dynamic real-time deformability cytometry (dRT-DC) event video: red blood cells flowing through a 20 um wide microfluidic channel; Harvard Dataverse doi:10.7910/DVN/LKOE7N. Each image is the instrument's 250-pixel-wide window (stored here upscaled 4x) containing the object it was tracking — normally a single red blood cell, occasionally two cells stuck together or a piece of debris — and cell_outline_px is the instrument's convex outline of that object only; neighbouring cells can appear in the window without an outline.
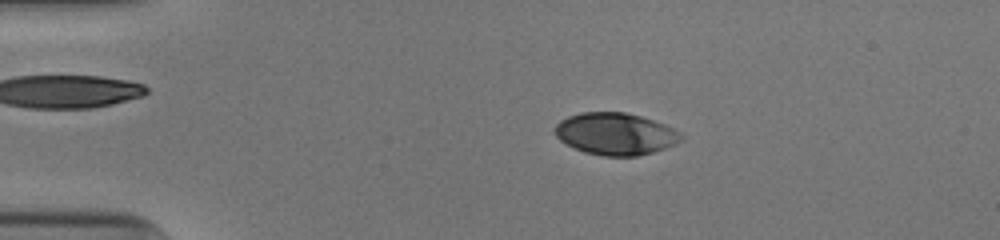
{"species": "human", "species_latin": "Homo sapiens", "temperature_condition": "cold", "stored_images_in_passage": 45, "camera_frame_rate_fps": 3000, "um_per_image_px": 0.085, "donor": {"sex": "male"}, "frame": {"image": 1, "passage_image": 4, "time_ms": 1.0, "image_size_px": [1000, 240], "cell_outline_px": [[684, 140], [676, 144], [652, 152], [636, 156], [604, 156], [584, 152], [560, 140], [552, 132], [556, 124], [560, 120], [568, 116], [580, 112], [624, 112], [640, 116], [664, 124], [680, 132], [684, 136]], "centroid_in_image_um": [52.31, 11.37], "position_along_channel_um": 32.7, "area_um2": 30.98}}
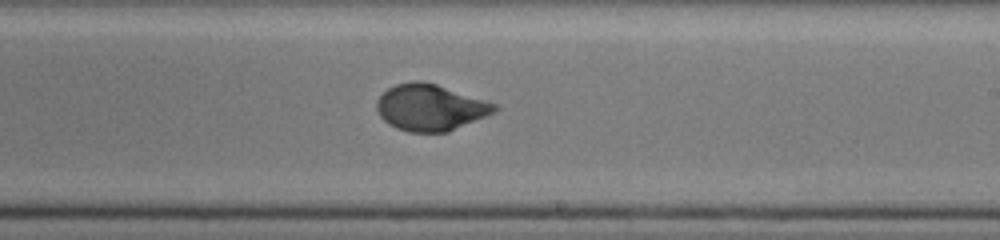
{"frame": {"image": 2, "passage_image": 25, "time_ms": 8.0, "image_size_px": [1000, 240], "cell_outline_px": [[500, 108], [496, 112], [448, 132], [408, 132], [396, 128], [388, 124], [380, 116], [376, 108], [376, 100], [388, 88], [396, 84], [412, 80], [420, 80], [436, 84], [496, 104]], "centroid_in_image_um": [36.56, 9.14], "position_along_channel_um": 252.4, "area_um2": 31.85}}
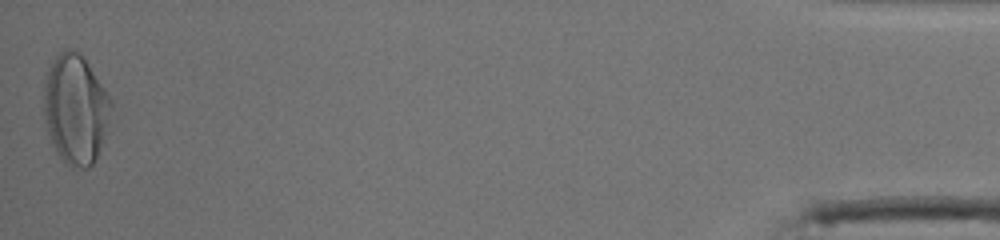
{"frame": {"image": 3, "passage_image": 45, "time_ms": 14.667, "image_size_px": [1000, 240], "cell_outline_px": [[112, 104], [104, 140], [92, 164], [88, 168], [72, 168], [64, 164], [56, 152], [52, 144], [44, 120], [44, 72], [52, 60], [64, 48], [72, 48], [80, 52], [84, 56], [112, 100]], "centroid_in_image_um": [6.39, 9.25], "position_along_channel_um": 428.8, "area_um2": 43.58}, "authors_computed_cell_mechanics": {"area_um2": 31.7322, "velocity_mm_per_s": 3.9519, "shape_relaxation_time_tau1_ms": 4.6399, "shape_relaxation_time_tau2_ms": null, "deformation_change_tau1": 0.1989, "deformation_change_tau2": null}}